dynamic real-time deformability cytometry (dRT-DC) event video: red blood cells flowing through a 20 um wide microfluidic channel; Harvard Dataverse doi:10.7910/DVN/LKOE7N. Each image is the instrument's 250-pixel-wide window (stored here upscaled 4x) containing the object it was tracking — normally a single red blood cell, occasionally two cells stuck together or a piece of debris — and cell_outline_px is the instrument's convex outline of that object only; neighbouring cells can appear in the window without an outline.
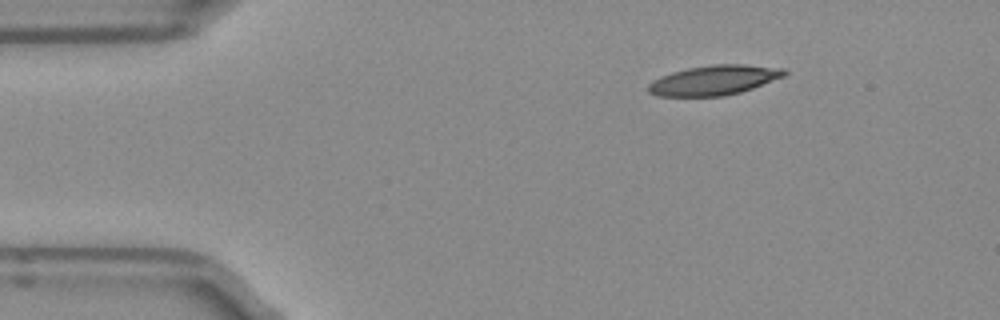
{"species": "Egyptian fruit bat (a non-hibernating species)", "species_latin": "Rousettus aegyptiacus", "temperature_condition": "room temperature", "stored_images_in_passage": 44, "camera_frame_rate_fps": 3000, "um_per_image_px": 0.085, "frame": {"image": 1, "passage_image": 1, "time_ms": 0.0, "image_size_px": [1000, 320], "cell_outline_px": [[788, 72], [784, 76], [752, 88], [740, 92], [724, 96], [656, 96], [648, 92], [648, 84], [652, 80], [660, 76], [672, 72], [688, 68], [712, 64], [744, 64], [784, 68]], "centroid_in_image_um": [60.67, 6.81], "position_along_channel_um": 24.3, "area_um2": 23.64}}
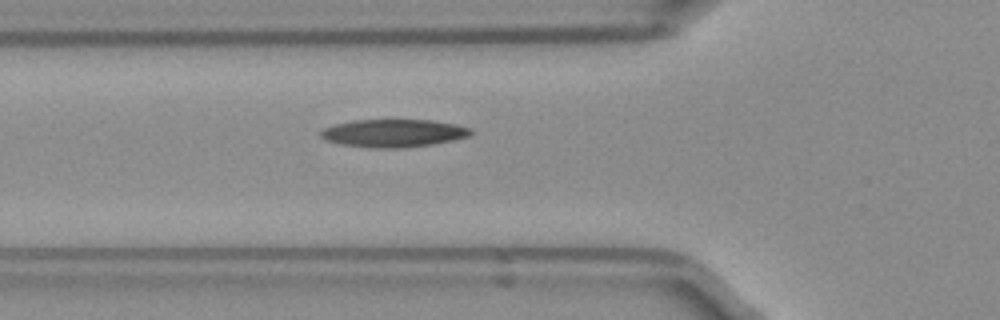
{"frame": {"image": 2, "passage_image": 11, "time_ms": 3.333, "image_size_px": [1000, 320], "cell_outline_px": [[472, 136], [432, 144], [404, 148], [372, 148], [340, 144], [328, 140], [320, 136], [320, 132], [324, 128], [336, 124], [352, 120], [432, 120], [456, 124], [472, 128]], "centroid_in_image_um": [33.49, 11.32], "position_along_channel_um": 92.3, "area_um2": 24.39}}
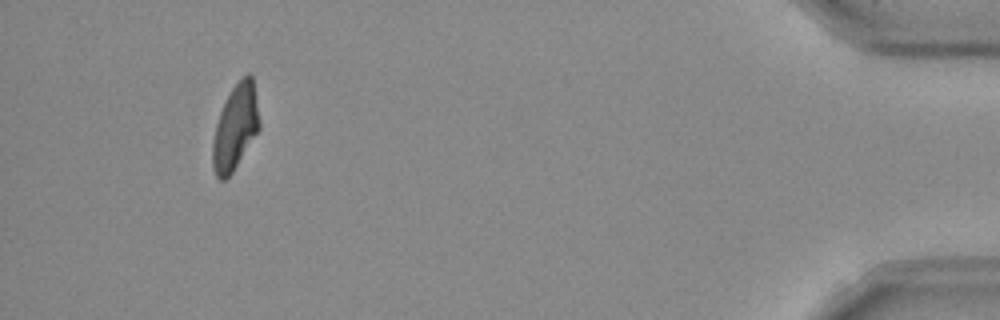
{"frame": {"image": 3, "passage_image": 41, "time_ms": 13.333, "image_size_px": [1000, 320], "cell_outline_px": [[260, 128], [232, 172], [224, 180], [220, 180], [216, 176], [212, 168], [212, 144], [216, 124], [220, 112], [232, 88], [248, 72], [252, 76], [260, 120]], "centroid_in_image_um": [19.99, 10.84], "position_along_channel_um": 415.2, "area_um2": 22.83}, "authors_computed_cell_mechanics": {"area_um2": 23.6402, "velocity_mm_per_s": 3.9578, "shape_relaxation_time_tau1_ms": 10.3051, "shape_relaxation_time_tau2_ms": 6.663, "deformation_change_tau1": 0.2839, "deformation_change_tau2": 0.1444}}